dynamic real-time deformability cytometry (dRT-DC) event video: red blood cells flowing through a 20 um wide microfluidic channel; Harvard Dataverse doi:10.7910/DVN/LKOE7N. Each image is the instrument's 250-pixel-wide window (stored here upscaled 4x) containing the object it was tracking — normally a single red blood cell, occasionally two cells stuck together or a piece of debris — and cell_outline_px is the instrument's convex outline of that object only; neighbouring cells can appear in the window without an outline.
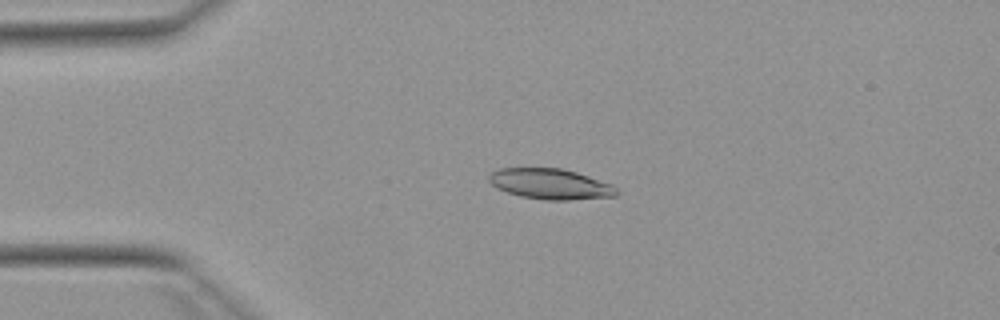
{"species": "Egyptian fruit bat (a non-hibernating species)", "species_latin": "Rousettus aegyptiacus", "temperature_condition": "warm", "stored_images_in_passage": 52, "camera_frame_rate_fps": 3000, "um_per_image_px": 0.085, "animal": {"sex": "female"}, "frame": {"image": 1, "passage_image": 12, "time_ms": 3.667, "image_size_px": [1000, 320], "cell_outline_px": [[620, 192], [616, 196], [568, 200], [544, 200], [520, 196], [496, 188], [488, 180], [488, 176], [492, 172], [500, 168], [560, 168], [576, 172], [612, 184]], "centroid_in_image_um": [46.79, 15.64], "position_along_channel_um": 38.2, "area_um2": 22.72}}
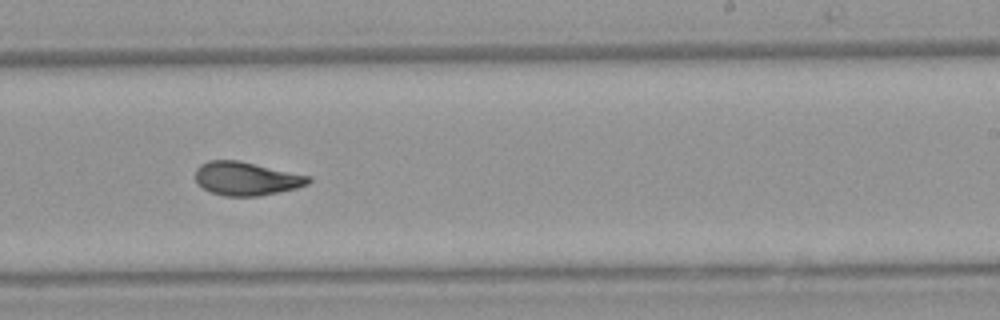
{"frame": {"image": 2, "passage_image": 32, "time_ms": 10.333, "image_size_px": [1000, 320], "cell_outline_px": [[312, 180], [308, 184], [296, 188], [280, 192], [260, 196], [224, 196], [208, 192], [196, 180], [196, 168], [200, 164], [208, 160], [236, 160], [312, 176]], "centroid_in_image_um": [20.95, 15.19], "position_along_channel_um": 268.1, "area_um2": 22.14}}
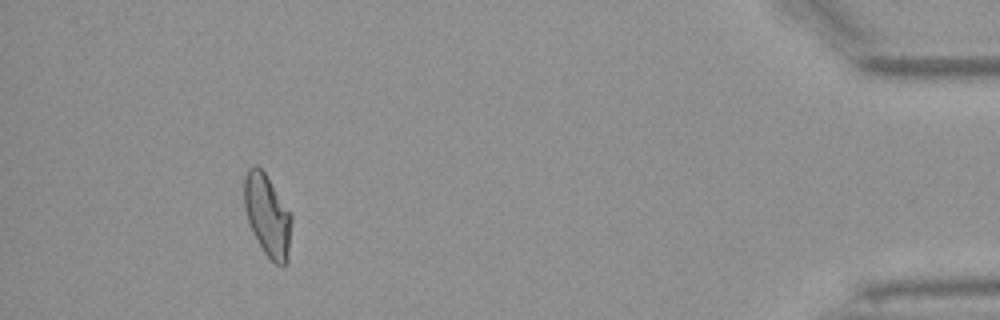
{"frame": {"image": 3, "passage_image": 48, "time_ms": 15.667, "image_size_px": [1000, 320], "cell_outline_px": [[292, 220], [288, 260], [284, 264], [276, 264], [264, 252], [248, 220], [244, 208], [244, 176], [248, 168], [256, 164], [264, 172], [292, 216]], "centroid_in_image_um": [22.73, 18.28], "position_along_channel_um": 412.5, "area_um2": 22.08}, "authors_computed_cell_mechanics": {"area_um2": 22.5131, "velocity_mm_per_s": 3.9221, "shape_relaxation_time_tau1_ms": 8.5437, "shape_relaxation_time_tau2_ms": 2.0305, "deformation_change_tau1": 0.2368, "deformation_change_tau2": 0.0901}}